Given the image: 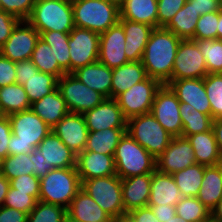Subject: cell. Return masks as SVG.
Returning <instances> with one entry per match:
<instances>
[{
    "label": "cell",
    "mask_w": 222,
    "mask_h": 222,
    "mask_svg": "<svg viewBox=\"0 0 222 222\" xmlns=\"http://www.w3.org/2000/svg\"><path fill=\"white\" fill-rule=\"evenodd\" d=\"M147 77L145 67L141 61L128 62L112 69L111 98L116 99L120 94Z\"/></svg>",
    "instance_id": "29"
},
{
    "label": "cell",
    "mask_w": 222,
    "mask_h": 222,
    "mask_svg": "<svg viewBox=\"0 0 222 222\" xmlns=\"http://www.w3.org/2000/svg\"><path fill=\"white\" fill-rule=\"evenodd\" d=\"M179 108L180 101L176 94L168 85H162L155 95L150 112L172 137H181L183 130Z\"/></svg>",
    "instance_id": "12"
},
{
    "label": "cell",
    "mask_w": 222,
    "mask_h": 222,
    "mask_svg": "<svg viewBox=\"0 0 222 222\" xmlns=\"http://www.w3.org/2000/svg\"><path fill=\"white\" fill-rule=\"evenodd\" d=\"M39 34L40 39L51 47L59 66L66 73H70L69 33L48 31Z\"/></svg>",
    "instance_id": "37"
},
{
    "label": "cell",
    "mask_w": 222,
    "mask_h": 222,
    "mask_svg": "<svg viewBox=\"0 0 222 222\" xmlns=\"http://www.w3.org/2000/svg\"><path fill=\"white\" fill-rule=\"evenodd\" d=\"M203 80L212 109V118H222V73L207 74Z\"/></svg>",
    "instance_id": "43"
},
{
    "label": "cell",
    "mask_w": 222,
    "mask_h": 222,
    "mask_svg": "<svg viewBox=\"0 0 222 222\" xmlns=\"http://www.w3.org/2000/svg\"><path fill=\"white\" fill-rule=\"evenodd\" d=\"M207 74L206 62L197 41L181 40L170 80L204 78Z\"/></svg>",
    "instance_id": "13"
},
{
    "label": "cell",
    "mask_w": 222,
    "mask_h": 222,
    "mask_svg": "<svg viewBox=\"0 0 222 222\" xmlns=\"http://www.w3.org/2000/svg\"><path fill=\"white\" fill-rule=\"evenodd\" d=\"M80 181L81 189L114 220L127 216L122 200L121 178L117 174Z\"/></svg>",
    "instance_id": "8"
},
{
    "label": "cell",
    "mask_w": 222,
    "mask_h": 222,
    "mask_svg": "<svg viewBox=\"0 0 222 222\" xmlns=\"http://www.w3.org/2000/svg\"><path fill=\"white\" fill-rule=\"evenodd\" d=\"M210 221L222 222V198L216 206L210 211Z\"/></svg>",
    "instance_id": "61"
},
{
    "label": "cell",
    "mask_w": 222,
    "mask_h": 222,
    "mask_svg": "<svg viewBox=\"0 0 222 222\" xmlns=\"http://www.w3.org/2000/svg\"><path fill=\"white\" fill-rule=\"evenodd\" d=\"M219 11L210 12L199 17L194 37L191 40L217 39Z\"/></svg>",
    "instance_id": "45"
},
{
    "label": "cell",
    "mask_w": 222,
    "mask_h": 222,
    "mask_svg": "<svg viewBox=\"0 0 222 222\" xmlns=\"http://www.w3.org/2000/svg\"><path fill=\"white\" fill-rule=\"evenodd\" d=\"M39 38V32L27 20H21L0 48V54L14 62L31 59Z\"/></svg>",
    "instance_id": "14"
},
{
    "label": "cell",
    "mask_w": 222,
    "mask_h": 222,
    "mask_svg": "<svg viewBox=\"0 0 222 222\" xmlns=\"http://www.w3.org/2000/svg\"><path fill=\"white\" fill-rule=\"evenodd\" d=\"M206 62L208 74L222 73V40H196Z\"/></svg>",
    "instance_id": "41"
},
{
    "label": "cell",
    "mask_w": 222,
    "mask_h": 222,
    "mask_svg": "<svg viewBox=\"0 0 222 222\" xmlns=\"http://www.w3.org/2000/svg\"><path fill=\"white\" fill-rule=\"evenodd\" d=\"M116 174L121 178L153 173L156 159L129 134L121 137L114 154Z\"/></svg>",
    "instance_id": "4"
},
{
    "label": "cell",
    "mask_w": 222,
    "mask_h": 222,
    "mask_svg": "<svg viewBox=\"0 0 222 222\" xmlns=\"http://www.w3.org/2000/svg\"><path fill=\"white\" fill-rule=\"evenodd\" d=\"M119 23L125 32V55L127 60L129 62L141 61L145 46L154 28L127 19H119Z\"/></svg>",
    "instance_id": "22"
},
{
    "label": "cell",
    "mask_w": 222,
    "mask_h": 222,
    "mask_svg": "<svg viewBox=\"0 0 222 222\" xmlns=\"http://www.w3.org/2000/svg\"><path fill=\"white\" fill-rule=\"evenodd\" d=\"M100 34L74 27L69 33L70 73L99 58Z\"/></svg>",
    "instance_id": "11"
},
{
    "label": "cell",
    "mask_w": 222,
    "mask_h": 222,
    "mask_svg": "<svg viewBox=\"0 0 222 222\" xmlns=\"http://www.w3.org/2000/svg\"><path fill=\"white\" fill-rule=\"evenodd\" d=\"M16 83L15 62L0 54V88Z\"/></svg>",
    "instance_id": "51"
},
{
    "label": "cell",
    "mask_w": 222,
    "mask_h": 222,
    "mask_svg": "<svg viewBox=\"0 0 222 222\" xmlns=\"http://www.w3.org/2000/svg\"><path fill=\"white\" fill-rule=\"evenodd\" d=\"M15 69L16 83L22 86L31 76L35 75L39 71L31 59L15 62Z\"/></svg>",
    "instance_id": "53"
},
{
    "label": "cell",
    "mask_w": 222,
    "mask_h": 222,
    "mask_svg": "<svg viewBox=\"0 0 222 222\" xmlns=\"http://www.w3.org/2000/svg\"><path fill=\"white\" fill-rule=\"evenodd\" d=\"M218 3H219V6H220V9L222 10V0H218Z\"/></svg>",
    "instance_id": "67"
},
{
    "label": "cell",
    "mask_w": 222,
    "mask_h": 222,
    "mask_svg": "<svg viewBox=\"0 0 222 222\" xmlns=\"http://www.w3.org/2000/svg\"><path fill=\"white\" fill-rule=\"evenodd\" d=\"M81 189L76 167L56 168L40 178L39 201L69 207Z\"/></svg>",
    "instance_id": "5"
},
{
    "label": "cell",
    "mask_w": 222,
    "mask_h": 222,
    "mask_svg": "<svg viewBox=\"0 0 222 222\" xmlns=\"http://www.w3.org/2000/svg\"><path fill=\"white\" fill-rule=\"evenodd\" d=\"M199 17L200 14L194 9L193 4L187 0L185 5L164 28L173 32L182 40L192 39Z\"/></svg>",
    "instance_id": "33"
},
{
    "label": "cell",
    "mask_w": 222,
    "mask_h": 222,
    "mask_svg": "<svg viewBox=\"0 0 222 222\" xmlns=\"http://www.w3.org/2000/svg\"><path fill=\"white\" fill-rule=\"evenodd\" d=\"M163 84L149 76L120 94L116 100L124 117L128 120L134 116L149 113L155 95Z\"/></svg>",
    "instance_id": "10"
},
{
    "label": "cell",
    "mask_w": 222,
    "mask_h": 222,
    "mask_svg": "<svg viewBox=\"0 0 222 222\" xmlns=\"http://www.w3.org/2000/svg\"><path fill=\"white\" fill-rule=\"evenodd\" d=\"M12 135L9 155L30 154L51 132V128L31 109L8 115Z\"/></svg>",
    "instance_id": "2"
},
{
    "label": "cell",
    "mask_w": 222,
    "mask_h": 222,
    "mask_svg": "<svg viewBox=\"0 0 222 222\" xmlns=\"http://www.w3.org/2000/svg\"><path fill=\"white\" fill-rule=\"evenodd\" d=\"M166 222H188V221H186L185 219H183L182 217H180L176 214L175 216H173L172 218H170Z\"/></svg>",
    "instance_id": "64"
},
{
    "label": "cell",
    "mask_w": 222,
    "mask_h": 222,
    "mask_svg": "<svg viewBox=\"0 0 222 222\" xmlns=\"http://www.w3.org/2000/svg\"><path fill=\"white\" fill-rule=\"evenodd\" d=\"M179 112L183 125L181 137L186 138L189 135L212 129L213 118L199 112L194 107H187L186 102H180Z\"/></svg>",
    "instance_id": "35"
},
{
    "label": "cell",
    "mask_w": 222,
    "mask_h": 222,
    "mask_svg": "<svg viewBox=\"0 0 222 222\" xmlns=\"http://www.w3.org/2000/svg\"><path fill=\"white\" fill-rule=\"evenodd\" d=\"M83 115L88 131L127 128V119L116 99L105 98L99 105L86 111Z\"/></svg>",
    "instance_id": "17"
},
{
    "label": "cell",
    "mask_w": 222,
    "mask_h": 222,
    "mask_svg": "<svg viewBox=\"0 0 222 222\" xmlns=\"http://www.w3.org/2000/svg\"><path fill=\"white\" fill-rule=\"evenodd\" d=\"M12 135L8 116L0 115V161L9 155L8 143Z\"/></svg>",
    "instance_id": "52"
},
{
    "label": "cell",
    "mask_w": 222,
    "mask_h": 222,
    "mask_svg": "<svg viewBox=\"0 0 222 222\" xmlns=\"http://www.w3.org/2000/svg\"><path fill=\"white\" fill-rule=\"evenodd\" d=\"M33 162L30 154L8 155L0 163V173L8 180L15 179L20 175L33 174Z\"/></svg>",
    "instance_id": "42"
},
{
    "label": "cell",
    "mask_w": 222,
    "mask_h": 222,
    "mask_svg": "<svg viewBox=\"0 0 222 222\" xmlns=\"http://www.w3.org/2000/svg\"><path fill=\"white\" fill-rule=\"evenodd\" d=\"M183 198L172 175L159 172L157 169L152 173L150 198L148 205H171L176 204Z\"/></svg>",
    "instance_id": "25"
},
{
    "label": "cell",
    "mask_w": 222,
    "mask_h": 222,
    "mask_svg": "<svg viewBox=\"0 0 222 222\" xmlns=\"http://www.w3.org/2000/svg\"><path fill=\"white\" fill-rule=\"evenodd\" d=\"M66 214L67 209L63 206L37 201L27 216V222H62Z\"/></svg>",
    "instance_id": "44"
},
{
    "label": "cell",
    "mask_w": 222,
    "mask_h": 222,
    "mask_svg": "<svg viewBox=\"0 0 222 222\" xmlns=\"http://www.w3.org/2000/svg\"><path fill=\"white\" fill-rule=\"evenodd\" d=\"M187 0H158V27H165L172 17L185 5Z\"/></svg>",
    "instance_id": "48"
},
{
    "label": "cell",
    "mask_w": 222,
    "mask_h": 222,
    "mask_svg": "<svg viewBox=\"0 0 222 222\" xmlns=\"http://www.w3.org/2000/svg\"><path fill=\"white\" fill-rule=\"evenodd\" d=\"M87 87L99 92L105 98H111L112 69L97 61L72 73Z\"/></svg>",
    "instance_id": "26"
},
{
    "label": "cell",
    "mask_w": 222,
    "mask_h": 222,
    "mask_svg": "<svg viewBox=\"0 0 222 222\" xmlns=\"http://www.w3.org/2000/svg\"><path fill=\"white\" fill-rule=\"evenodd\" d=\"M217 39L222 40V10H219V20H218V27H217Z\"/></svg>",
    "instance_id": "62"
},
{
    "label": "cell",
    "mask_w": 222,
    "mask_h": 222,
    "mask_svg": "<svg viewBox=\"0 0 222 222\" xmlns=\"http://www.w3.org/2000/svg\"><path fill=\"white\" fill-rule=\"evenodd\" d=\"M98 61L110 69L129 62L125 55V32L119 22L100 34Z\"/></svg>",
    "instance_id": "16"
},
{
    "label": "cell",
    "mask_w": 222,
    "mask_h": 222,
    "mask_svg": "<svg viewBox=\"0 0 222 222\" xmlns=\"http://www.w3.org/2000/svg\"><path fill=\"white\" fill-rule=\"evenodd\" d=\"M36 0H0L1 10L20 20H27Z\"/></svg>",
    "instance_id": "47"
},
{
    "label": "cell",
    "mask_w": 222,
    "mask_h": 222,
    "mask_svg": "<svg viewBox=\"0 0 222 222\" xmlns=\"http://www.w3.org/2000/svg\"><path fill=\"white\" fill-rule=\"evenodd\" d=\"M151 179L152 173L121 179L122 200L126 213L148 205Z\"/></svg>",
    "instance_id": "21"
},
{
    "label": "cell",
    "mask_w": 222,
    "mask_h": 222,
    "mask_svg": "<svg viewBox=\"0 0 222 222\" xmlns=\"http://www.w3.org/2000/svg\"><path fill=\"white\" fill-rule=\"evenodd\" d=\"M67 214L81 222H114V219L83 189H80L71 200Z\"/></svg>",
    "instance_id": "24"
},
{
    "label": "cell",
    "mask_w": 222,
    "mask_h": 222,
    "mask_svg": "<svg viewBox=\"0 0 222 222\" xmlns=\"http://www.w3.org/2000/svg\"><path fill=\"white\" fill-rule=\"evenodd\" d=\"M188 1L191 4H193L194 9L200 14V16L220 10L218 0H188Z\"/></svg>",
    "instance_id": "57"
},
{
    "label": "cell",
    "mask_w": 222,
    "mask_h": 222,
    "mask_svg": "<svg viewBox=\"0 0 222 222\" xmlns=\"http://www.w3.org/2000/svg\"><path fill=\"white\" fill-rule=\"evenodd\" d=\"M74 24L99 34L119 22L120 10L107 0H72Z\"/></svg>",
    "instance_id": "6"
},
{
    "label": "cell",
    "mask_w": 222,
    "mask_h": 222,
    "mask_svg": "<svg viewBox=\"0 0 222 222\" xmlns=\"http://www.w3.org/2000/svg\"><path fill=\"white\" fill-rule=\"evenodd\" d=\"M31 61L40 72L52 74L58 79L66 74L59 66L51 47L40 38L33 50Z\"/></svg>",
    "instance_id": "38"
},
{
    "label": "cell",
    "mask_w": 222,
    "mask_h": 222,
    "mask_svg": "<svg viewBox=\"0 0 222 222\" xmlns=\"http://www.w3.org/2000/svg\"><path fill=\"white\" fill-rule=\"evenodd\" d=\"M9 181L11 188H15L22 192H30V195L39 201L40 179L38 177L33 174H22Z\"/></svg>",
    "instance_id": "49"
},
{
    "label": "cell",
    "mask_w": 222,
    "mask_h": 222,
    "mask_svg": "<svg viewBox=\"0 0 222 222\" xmlns=\"http://www.w3.org/2000/svg\"><path fill=\"white\" fill-rule=\"evenodd\" d=\"M165 85L171 88L180 102H186L187 107H194L199 112L212 117L203 78L169 80Z\"/></svg>",
    "instance_id": "19"
},
{
    "label": "cell",
    "mask_w": 222,
    "mask_h": 222,
    "mask_svg": "<svg viewBox=\"0 0 222 222\" xmlns=\"http://www.w3.org/2000/svg\"><path fill=\"white\" fill-rule=\"evenodd\" d=\"M119 19H127L158 28L157 0H125Z\"/></svg>",
    "instance_id": "30"
},
{
    "label": "cell",
    "mask_w": 222,
    "mask_h": 222,
    "mask_svg": "<svg viewBox=\"0 0 222 222\" xmlns=\"http://www.w3.org/2000/svg\"><path fill=\"white\" fill-rule=\"evenodd\" d=\"M212 129L218 144L219 151L222 154V118L213 120Z\"/></svg>",
    "instance_id": "59"
},
{
    "label": "cell",
    "mask_w": 222,
    "mask_h": 222,
    "mask_svg": "<svg viewBox=\"0 0 222 222\" xmlns=\"http://www.w3.org/2000/svg\"><path fill=\"white\" fill-rule=\"evenodd\" d=\"M62 222H81L79 220H76L74 218H72L70 215L66 214L63 218Z\"/></svg>",
    "instance_id": "65"
},
{
    "label": "cell",
    "mask_w": 222,
    "mask_h": 222,
    "mask_svg": "<svg viewBox=\"0 0 222 222\" xmlns=\"http://www.w3.org/2000/svg\"><path fill=\"white\" fill-rule=\"evenodd\" d=\"M28 214L14 208L0 207V222H27Z\"/></svg>",
    "instance_id": "56"
},
{
    "label": "cell",
    "mask_w": 222,
    "mask_h": 222,
    "mask_svg": "<svg viewBox=\"0 0 222 222\" xmlns=\"http://www.w3.org/2000/svg\"><path fill=\"white\" fill-rule=\"evenodd\" d=\"M114 222H132V221L128 219L127 217H124V218L116 219L114 220Z\"/></svg>",
    "instance_id": "66"
},
{
    "label": "cell",
    "mask_w": 222,
    "mask_h": 222,
    "mask_svg": "<svg viewBox=\"0 0 222 222\" xmlns=\"http://www.w3.org/2000/svg\"><path fill=\"white\" fill-rule=\"evenodd\" d=\"M127 128H109L89 131L85 151L114 155L116 147Z\"/></svg>",
    "instance_id": "32"
},
{
    "label": "cell",
    "mask_w": 222,
    "mask_h": 222,
    "mask_svg": "<svg viewBox=\"0 0 222 222\" xmlns=\"http://www.w3.org/2000/svg\"><path fill=\"white\" fill-rule=\"evenodd\" d=\"M175 211L188 222H210V210L197 197L181 198Z\"/></svg>",
    "instance_id": "40"
},
{
    "label": "cell",
    "mask_w": 222,
    "mask_h": 222,
    "mask_svg": "<svg viewBox=\"0 0 222 222\" xmlns=\"http://www.w3.org/2000/svg\"><path fill=\"white\" fill-rule=\"evenodd\" d=\"M30 108L31 102L22 85L13 83L0 88V115L8 116Z\"/></svg>",
    "instance_id": "34"
},
{
    "label": "cell",
    "mask_w": 222,
    "mask_h": 222,
    "mask_svg": "<svg viewBox=\"0 0 222 222\" xmlns=\"http://www.w3.org/2000/svg\"><path fill=\"white\" fill-rule=\"evenodd\" d=\"M197 198L211 211L222 198V168L220 164L204 167Z\"/></svg>",
    "instance_id": "31"
},
{
    "label": "cell",
    "mask_w": 222,
    "mask_h": 222,
    "mask_svg": "<svg viewBox=\"0 0 222 222\" xmlns=\"http://www.w3.org/2000/svg\"><path fill=\"white\" fill-rule=\"evenodd\" d=\"M36 203L37 200L30 195V192H22L9 187L4 206L29 214L35 208Z\"/></svg>",
    "instance_id": "46"
},
{
    "label": "cell",
    "mask_w": 222,
    "mask_h": 222,
    "mask_svg": "<svg viewBox=\"0 0 222 222\" xmlns=\"http://www.w3.org/2000/svg\"><path fill=\"white\" fill-rule=\"evenodd\" d=\"M151 207L157 222H166L176 215L175 206L171 205H147Z\"/></svg>",
    "instance_id": "58"
},
{
    "label": "cell",
    "mask_w": 222,
    "mask_h": 222,
    "mask_svg": "<svg viewBox=\"0 0 222 222\" xmlns=\"http://www.w3.org/2000/svg\"><path fill=\"white\" fill-rule=\"evenodd\" d=\"M21 20L10 13L0 10V48L5 44Z\"/></svg>",
    "instance_id": "50"
},
{
    "label": "cell",
    "mask_w": 222,
    "mask_h": 222,
    "mask_svg": "<svg viewBox=\"0 0 222 222\" xmlns=\"http://www.w3.org/2000/svg\"><path fill=\"white\" fill-rule=\"evenodd\" d=\"M37 148L46 163L53 169L76 167L77 154L69 149L53 131L40 142Z\"/></svg>",
    "instance_id": "23"
},
{
    "label": "cell",
    "mask_w": 222,
    "mask_h": 222,
    "mask_svg": "<svg viewBox=\"0 0 222 222\" xmlns=\"http://www.w3.org/2000/svg\"><path fill=\"white\" fill-rule=\"evenodd\" d=\"M31 103L42 99L58 87V78L52 74L38 71L23 85Z\"/></svg>",
    "instance_id": "39"
},
{
    "label": "cell",
    "mask_w": 222,
    "mask_h": 222,
    "mask_svg": "<svg viewBox=\"0 0 222 222\" xmlns=\"http://www.w3.org/2000/svg\"><path fill=\"white\" fill-rule=\"evenodd\" d=\"M204 167L196 163L172 174L183 197H197L203 180Z\"/></svg>",
    "instance_id": "36"
},
{
    "label": "cell",
    "mask_w": 222,
    "mask_h": 222,
    "mask_svg": "<svg viewBox=\"0 0 222 222\" xmlns=\"http://www.w3.org/2000/svg\"><path fill=\"white\" fill-rule=\"evenodd\" d=\"M30 159L33 162V175L39 179L46 176L49 171L53 170L50 164H47L44 160L43 155L40 154L39 148H35L32 153H30Z\"/></svg>",
    "instance_id": "54"
},
{
    "label": "cell",
    "mask_w": 222,
    "mask_h": 222,
    "mask_svg": "<svg viewBox=\"0 0 222 222\" xmlns=\"http://www.w3.org/2000/svg\"><path fill=\"white\" fill-rule=\"evenodd\" d=\"M107 1L110 4L116 6L118 9H120L123 6L124 2H125V0H107Z\"/></svg>",
    "instance_id": "63"
},
{
    "label": "cell",
    "mask_w": 222,
    "mask_h": 222,
    "mask_svg": "<svg viewBox=\"0 0 222 222\" xmlns=\"http://www.w3.org/2000/svg\"><path fill=\"white\" fill-rule=\"evenodd\" d=\"M66 102L69 112L84 114L95 108L105 97L87 87L72 73H66L58 79L57 87Z\"/></svg>",
    "instance_id": "9"
},
{
    "label": "cell",
    "mask_w": 222,
    "mask_h": 222,
    "mask_svg": "<svg viewBox=\"0 0 222 222\" xmlns=\"http://www.w3.org/2000/svg\"><path fill=\"white\" fill-rule=\"evenodd\" d=\"M132 222H157L151 207L145 206L131 210L126 216Z\"/></svg>",
    "instance_id": "55"
},
{
    "label": "cell",
    "mask_w": 222,
    "mask_h": 222,
    "mask_svg": "<svg viewBox=\"0 0 222 222\" xmlns=\"http://www.w3.org/2000/svg\"><path fill=\"white\" fill-rule=\"evenodd\" d=\"M76 170L80 180L115 175L114 155L84 150L77 154Z\"/></svg>",
    "instance_id": "20"
},
{
    "label": "cell",
    "mask_w": 222,
    "mask_h": 222,
    "mask_svg": "<svg viewBox=\"0 0 222 222\" xmlns=\"http://www.w3.org/2000/svg\"><path fill=\"white\" fill-rule=\"evenodd\" d=\"M126 132L155 159L165 152L173 139L151 112L129 118Z\"/></svg>",
    "instance_id": "7"
},
{
    "label": "cell",
    "mask_w": 222,
    "mask_h": 222,
    "mask_svg": "<svg viewBox=\"0 0 222 222\" xmlns=\"http://www.w3.org/2000/svg\"><path fill=\"white\" fill-rule=\"evenodd\" d=\"M181 38L164 27L154 28L142 56L147 76L163 85L172 77L174 60Z\"/></svg>",
    "instance_id": "1"
},
{
    "label": "cell",
    "mask_w": 222,
    "mask_h": 222,
    "mask_svg": "<svg viewBox=\"0 0 222 222\" xmlns=\"http://www.w3.org/2000/svg\"><path fill=\"white\" fill-rule=\"evenodd\" d=\"M51 131L74 153L85 150L89 131L83 114L69 112Z\"/></svg>",
    "instance_id": "18"
},
{
    "label": "cell",
    "mask_w": 222,
    "mask_h": 222,
    "mask_svg": "<svg viewBox=\"0 0 222 222\" xmlns=\"http://www.w3.org/2000/svg\"><path fill=\"white\" fill-rule=\"evenodd\" d=\"M196 163L193 147L188 139L173 137L165 152L156 159V169L172 175Z\"/></svg>",
    "instance_id": "15"
},
{
    "label": "cell",
    "mask_w": 222,
    "mask_h": 222,
    "mask_svg": "<svg viewBox=\"0 0 222 222\" xmlns=\"http://www.w3.org/2000/svg\"><path fill=\"white\" fill-rule=\"evenodd\" d=\"M27 21L38 32L70 33L75 27L72 0H36Z\"/></svg>",
    "instance_id": "3"
},
{
    "label": "cell",
    "mask_w": 222,
    "mask_h": 222,
    "mask_svg": "<svg viewBox=\"0 0 222 222\" xmlns=\"http://www.w3.org/2000/svg\"><path fill=\"white\" fill-rule=\"evenodd\" d=\"M9 187L10 181L0 173V207L4 206Z\"/></svg>",
    "instance_id": "60"
},
{
    "label": "cell",
    "mask_w": 222,
    "mask_h": 222,
    "mask_svg": "<svg viewBox=\"0 0 222 222\" xmlns=\"http://www.w3.org/2000/svg\"><path fill=\"white\" fill-rule=\"evenodd\" d=\"M193 147L198 164L213 166L220 164L222 154L219 151L213 129L186 137Z\"/></svg>",
    "instance_id": "28"
},
{
    "label": "cell",
    "mask_w": 222,
    "mask_h": 222,
    "mask_svg": "<svg viewBox=\"0 0 222 222\" xmlns=\"http://www.w3.org/2000/svg\"><path fill=\"white\" fill-rule=\"evenodd\" d=\"M30 109L51 129L69 113L66 102L58 88L42 99L31 103Z\"/></svg>",
    "instance_id": "27"
}]
</instances>
